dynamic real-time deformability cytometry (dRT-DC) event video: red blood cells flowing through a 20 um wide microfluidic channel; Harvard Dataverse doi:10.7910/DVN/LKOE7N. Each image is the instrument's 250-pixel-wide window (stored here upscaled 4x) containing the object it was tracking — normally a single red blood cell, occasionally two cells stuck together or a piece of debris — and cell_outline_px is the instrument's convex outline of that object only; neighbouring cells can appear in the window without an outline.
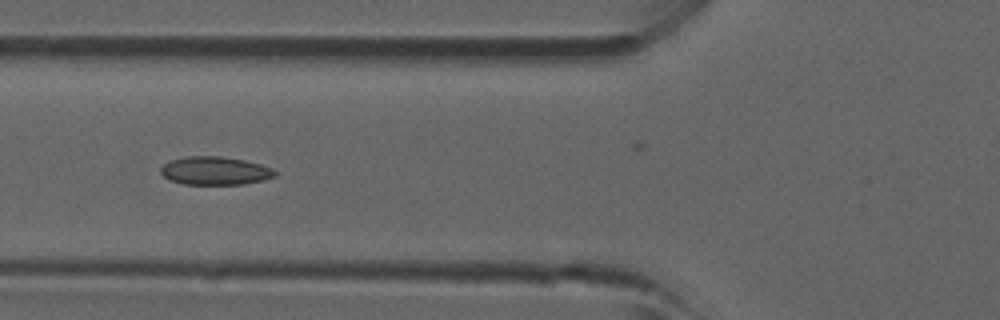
{"species": "common noctule bat (a hibernating species)", "species_latin": "Nyctalus noctula", "temperature_condition": "room temperature", "stored_images_in_passage": 5, "camera_frame_rate_fps": 3000, "um_per_image_px": 0.085, "animal": {"sex": "male", "forearm_length_mm": 52.5}, "frame": {"image": 1, "passage_image": 5, "time_ms": 1.333, "image_size_px": [1000, 320], "cell_outline_px": [[280, 172], [276, 176], [264, 180], [244, 184], [184, 184], [168, 180], [160, 172], [160, 168], [168, 160], [188, 156], [220, 156], [244, 160], [260, 164], [272, 168]], "centroid_in_image_um": [18.29, 14.51], "position_along_channel_um": 107.5, "area_um2": 19.02}}